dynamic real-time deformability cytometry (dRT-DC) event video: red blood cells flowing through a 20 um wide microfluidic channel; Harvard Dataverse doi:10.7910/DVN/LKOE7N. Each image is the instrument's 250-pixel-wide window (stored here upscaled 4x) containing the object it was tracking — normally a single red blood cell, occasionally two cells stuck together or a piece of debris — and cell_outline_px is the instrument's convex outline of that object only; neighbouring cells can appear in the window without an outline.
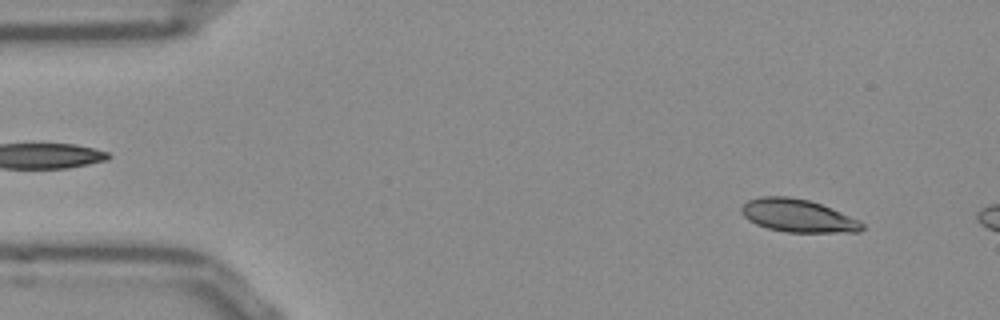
{"species": "Egyptian fruit bat (a non-hibernating species)", "species_latin": "Rousettus aegyptiacus", "temperature_condition": "room temperature", "stored_images_in_passage": 10, "camera_frame_rate_fps": 3000, "um_per_image_px": 0.085, "frame": {"image": 1, "passage_image": 4, "time_ms": 1.0, "image_size_px": [1000, 320], "cell_outline_px": [[864, 228], [860, 232], [788, 232], [768, 228], [756, 224], [748, 220], [740, 212], [740, 208], [748, 200], [760, 196], [788, 196], [808, 200], [820, 204], [860, 220], [864, 224]], "centroid_in_image_um": [67.81, 18.33], "position_along_channel_um": 17.2, "area_um2": 23.06}}